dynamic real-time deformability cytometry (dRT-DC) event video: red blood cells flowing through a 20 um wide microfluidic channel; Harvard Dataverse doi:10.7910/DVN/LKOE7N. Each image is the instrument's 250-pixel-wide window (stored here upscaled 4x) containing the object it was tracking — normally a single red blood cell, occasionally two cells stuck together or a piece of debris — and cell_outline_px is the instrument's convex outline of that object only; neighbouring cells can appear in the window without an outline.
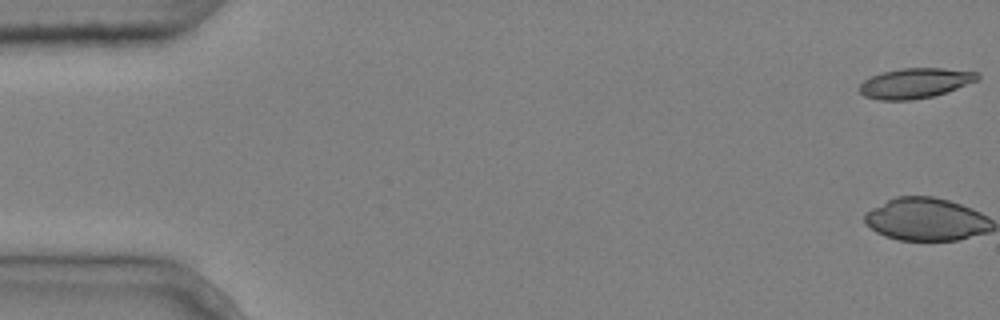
{"species": "common noctule bat (a hibernating species)", "species_latin": "Nyctalus noctula", "temperature_condition": "cold", "stored_images_in_passage": 7, "camera_frame_rate_fps": 3000, "um_per_image_px": 0.085, "animal": {"sex": "male", "body_mass_g": 20.4}, "frame": {"image": 1, "passage_image": 1, "time_ms": 0.0, "image_size_px": [1000, 320], "cell_outline_px": [[980, 80], [932, 96], [912, 100], [880, 100], [864, 96], [856, 88], [864, 80], [872, 76], [884, 72], [904, 68], [944, 68], [980, 72]], "centroid_in_image_um": [77.79, 7.06], "position_along_channel_um": 7.2, "area_um2": 20.69}}
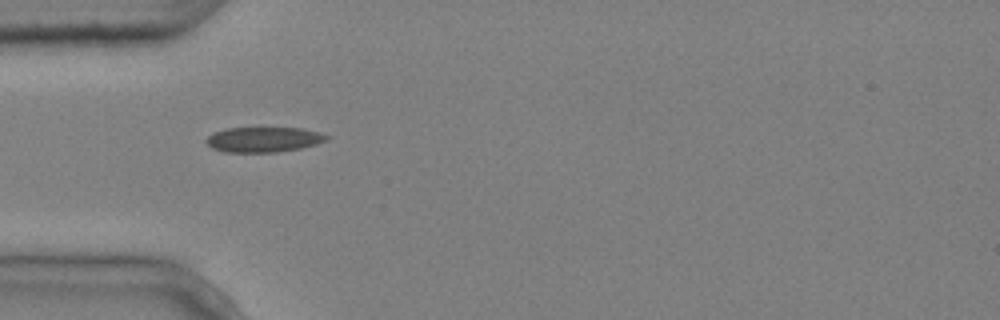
{"frame": {"image": 2, "passage_image": 6, "time_ms": 1.667, "image_size_px": [1000, 320], "cell_outline_px": [[332, 136], [328, 140], [316, 144], [300, 148], [276, 152], [224, 152], [212, 148], [204, 140], [212, 132], [224, 128], [260, 124], [304, 128], [320, 132]], "centroid_in_image_um": [22.41, 11.78], "position_along_channel_um": 62.6, "area_um2": 19.02}}